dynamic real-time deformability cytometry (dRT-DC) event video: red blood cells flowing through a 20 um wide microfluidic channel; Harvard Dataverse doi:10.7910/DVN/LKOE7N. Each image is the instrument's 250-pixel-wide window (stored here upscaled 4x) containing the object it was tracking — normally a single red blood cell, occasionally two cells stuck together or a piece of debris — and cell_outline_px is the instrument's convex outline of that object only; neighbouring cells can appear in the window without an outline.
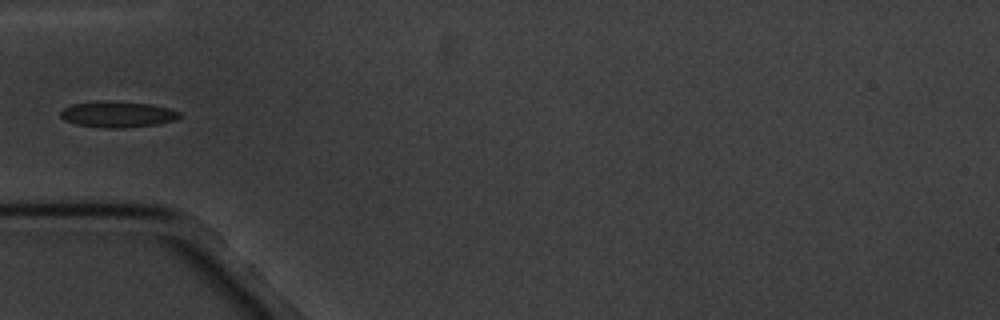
{"species": "common noctule bat (a hibernating species)", "species_latin": "Nyctalus noctula", "temperature_condition": "cold", "stored_images_in_passage": 6, "camera_frame_rate_fps": 3000, "um_per_image_px": 0.085, "animal": {"sex": "male", "body_mass_g": 20.1, "forearm_length_mm": 53.5}, "frame": {"image": 1, "passage_image": 6, "time_ms": 5.667, "image_size_px": [1000, 320], "cell_outline_px": [[180, 116], [176, 120], [156, 124], [124, 128], [104, 128], [76, 124], [64, 120], [60, 116], [60, 112], [64, 108], [72, 104], [152, 104], [168, 108], [180, 112]], "centroid_in_image_um": [10.03, 9.78], "position_along_channel_um": 75.0, "area_um2": 16.94}}